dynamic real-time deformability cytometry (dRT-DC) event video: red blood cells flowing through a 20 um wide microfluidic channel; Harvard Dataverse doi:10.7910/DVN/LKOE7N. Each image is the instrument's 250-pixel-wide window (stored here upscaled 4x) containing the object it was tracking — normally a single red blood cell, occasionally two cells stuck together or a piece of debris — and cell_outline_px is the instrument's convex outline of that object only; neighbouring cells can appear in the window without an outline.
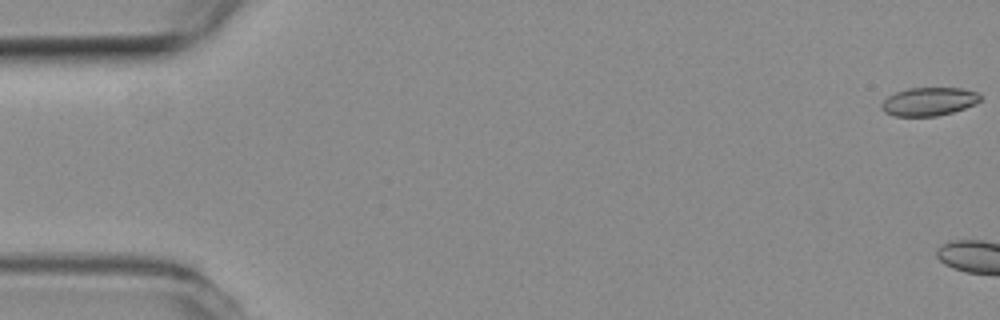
{"species": "common noctule bat (a hibernating species)", "species_latin": "Nyctalus noctula", "temperature_condition": "room temperature", "stored_images_in_passage": 4, "camera_frame_rate_fps": 3000, "um_per_image_px": 0.085, "animal": {"sex": "female", "body_mass_g": 19.3, "forearm_length_mm": 54.1}, "frame": {"image": 1, "passage_image": 1, "time_ms": 0.0, "image_size_px": [1000, 320], "cell_outline_px": [[980, 100], [964, 108], [952, 112], [936, 116], [896, 116], [884, 112], [880, 108], [880, 104], [888, 96], [896, 92], [908, 88], [960, 88], [976, 92], [980, 96]], "centroid_in_image_um": [78.89, 8.63], "position_along_channel_um": 6.1, "area_um2": 16.13}}